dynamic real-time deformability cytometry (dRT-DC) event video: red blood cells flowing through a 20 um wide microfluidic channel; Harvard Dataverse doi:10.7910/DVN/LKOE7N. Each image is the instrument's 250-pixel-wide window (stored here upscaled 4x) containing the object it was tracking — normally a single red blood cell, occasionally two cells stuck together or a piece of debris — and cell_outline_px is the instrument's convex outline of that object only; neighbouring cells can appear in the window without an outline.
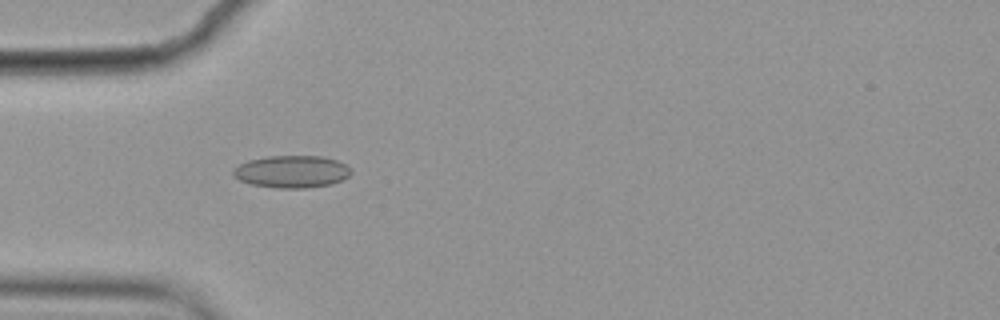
{"species": "common noctule bat (a hibernating species)", "species_latin": "Nyctalus noctula", "temperature_condition": "cold", "stored_images_in_passage": 7, "camera_frame_rate_fps": 3000, "um_per_image_px": 0.085, "animal": {"sex": "female", "body_mass_g": 19.9}, "frame": {"image": 1, "passage_image": 5, "time_ms": 1.333, "image_size_px": [1000, 320], "cell_outline_px": [[352, 172], [344, 180], [332, 184], [304, 188], [280, 188], [252, 184], [240, 180], [232, 176], [232, 168], [248, 160], [268, 156], [324, 156], [336, 160], [352, 168]], "centroid_in_image_um": [24.81, 14.58], "position_along_channel_um": 60.2, "area_um2": 22.31}}
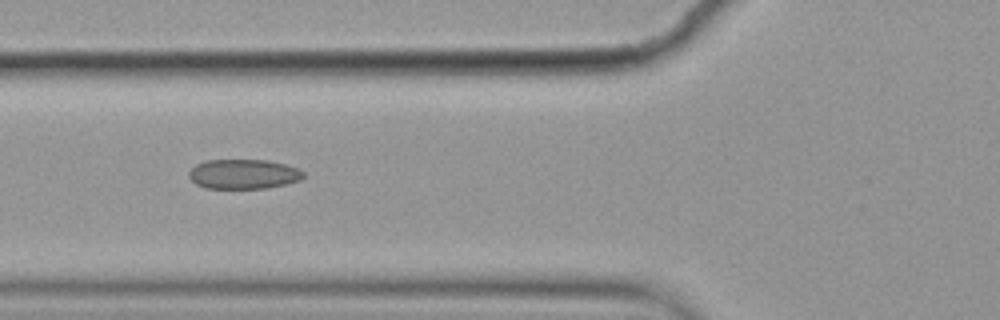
{"frame": {"image": 2, "passage_image": 6, "time_ms": 1.667, "image_size_px": [1000, 320], "cell_outline_px": [[304, 176], [300, 180], [268, 188], [204, 188], [196, 184], [188, 176], [188, 172], [196, 164], [208, 160], [268, 160], [300, 168], [304, 172]], "centroid_in_image_um": [20.7, 14.79], "position_along_channel_um": 105.1, "area_um2": 19.83}}
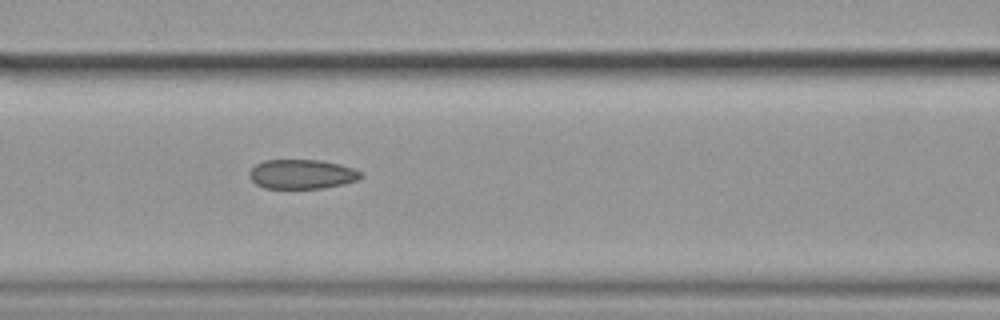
{"frame": {"image": 3, "passage_image": 7, "time_ms": 2.0, "image_size_px": [1000, 320], "cell_outline_px": [[364, 176], [356, 180], [324, 188], [264, 188], [256, 184], [248, 176], [248, 172], [256, 164], [264, 160], [320, 160], [340, 164], [352, 168], [360, 172]], "centroid_in_image_um": [25.62, 14.8], "position_along_channel_um": 141.0, "area_um2": 19.02}}